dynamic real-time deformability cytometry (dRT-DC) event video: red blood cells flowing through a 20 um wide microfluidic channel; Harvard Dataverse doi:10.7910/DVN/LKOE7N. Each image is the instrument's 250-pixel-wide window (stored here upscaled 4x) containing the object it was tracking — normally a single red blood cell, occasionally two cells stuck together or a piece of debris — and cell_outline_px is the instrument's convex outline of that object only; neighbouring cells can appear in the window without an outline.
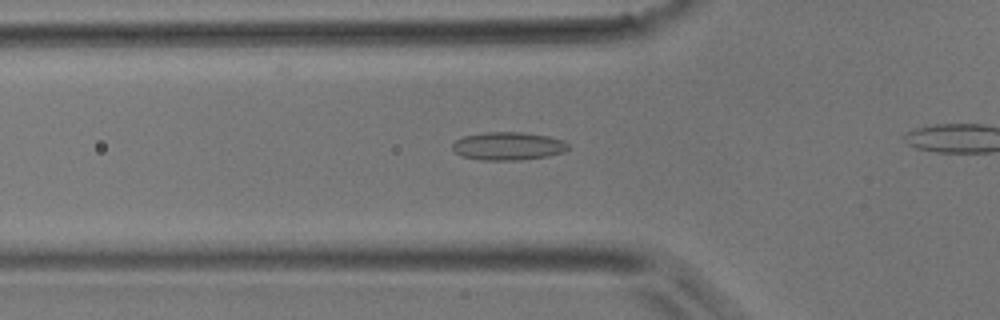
{"species": "common noctule bat (a hibernating species)", "species_latin": "Nyctalus noctula", "temperature_condition": "room temperature", "stored_images_in_passage": 34, "camera_frame_rate_fps": 3000, "um_per_image_px": 0.085, "animal": {"sex": "male", "body_mass_g": 17.9}, "frame": {"image": 1, "passage_image": 12, "time_ms": 3.667, "image_size_px": [1000, 320], "cell_outline_px": [[568, 148], [564, 152], [548, 156], [520, 160], [480, 160], [464, 156], [456, 152], [452, 148], [452, 144], [456, 140], [464, 136], [488, 132], [524, 132], [548, 136], [564, 140], [568, 144]], "centroid_in_image_um": [43.22, 12.41], "position_along_channel_um": 82.6, "area_um2": 18.9}}
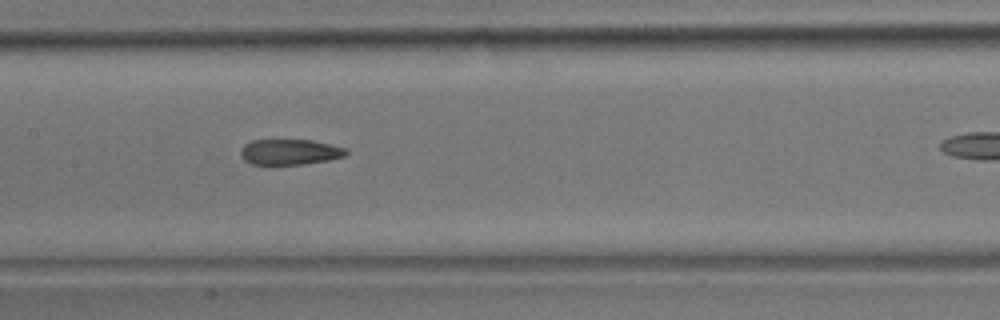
{"frame": {"image": 2, "passage_image": 19, "time_ms": 6.0, "image_size_px": [1000, 320], "cell_outline_px": [[348, 152], [344, 156], [328, 160], [304, 164], [272, 168], [252, 164], [244, 160], [240, 156], [240, 148], [244, 144], [252, 140], [312, 140], [344, 148]], "centroid_in_image_um": [24.52, 12.97], "position_along_channel_um": 182.9, "area_um2": 16.36}}
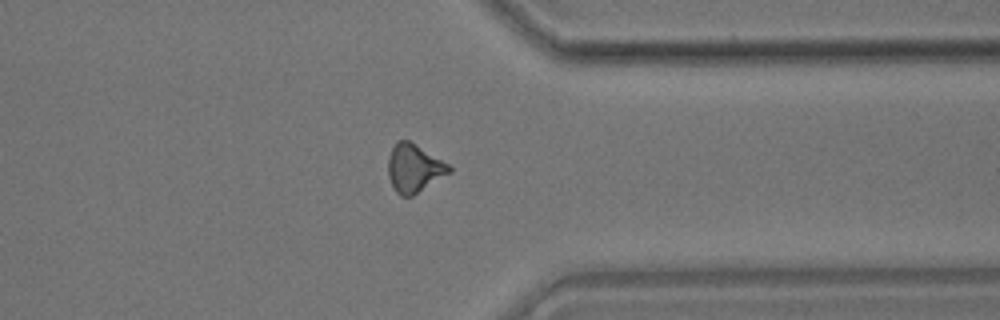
{"frame": {"image": 3, "passage_image": 33, "time_ms": 10.667, "image_size_px": [1000, 320], "cell_outline_px": [[452, 172], [412, 196], [400, 196], [396, 192], [388, 176], [388, 156], [392, 148], [400, 140], [408, 140], [452, 164]], "centroid_in_image_um": [35.24, 14.3], "position_along_channel_um": 376.2, "area_um2": 17.28}}